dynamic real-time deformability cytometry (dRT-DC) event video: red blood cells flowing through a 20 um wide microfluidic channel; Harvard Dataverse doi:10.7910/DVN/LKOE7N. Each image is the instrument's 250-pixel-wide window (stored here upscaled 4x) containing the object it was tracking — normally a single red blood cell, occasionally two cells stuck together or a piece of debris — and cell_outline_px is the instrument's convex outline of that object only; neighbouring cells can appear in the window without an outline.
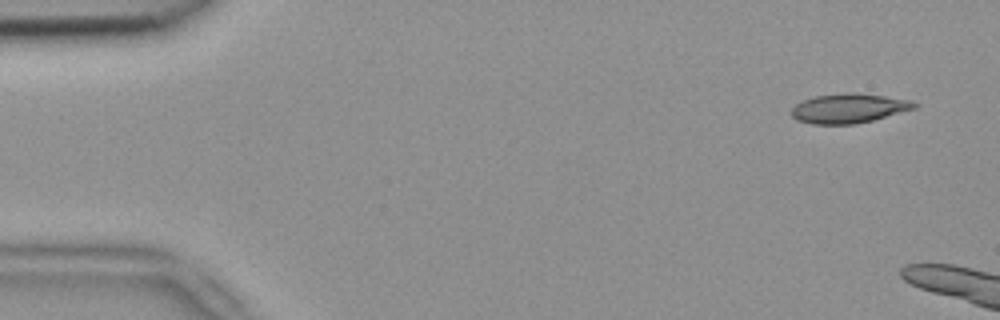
{"species": "common noctule bat (a hibernating species)", "species_latin": "Nyctalus noctula", "temperature_condition": "room temperature", "stored_images_in_passage": 2, "segment_of_instrument_passage": [2, 2], "camera_frame_rate_fps": 3000, "um_per_image_px": 0.085, "animal": {"sex": "female", "body_mass_g": 18.4}, "frame": {"image": 1, "passage_image": 2, "time_ms": 0.333, "image_size_px": [1000, 320], "cell_outline_px": [[920, 104], [916, 108], [872, 120], [856, 124], [812, 124], [796, 120], [792, 116], [792, 108], [796, 104], [804, 100], [816, 96], [848, 92], [852, 92], [884, 96], [912, 100]], "centroid_in_image_um": [72.17, 9.21], "position_along_channel_um": 12.8, "area_um2": 21.04}}